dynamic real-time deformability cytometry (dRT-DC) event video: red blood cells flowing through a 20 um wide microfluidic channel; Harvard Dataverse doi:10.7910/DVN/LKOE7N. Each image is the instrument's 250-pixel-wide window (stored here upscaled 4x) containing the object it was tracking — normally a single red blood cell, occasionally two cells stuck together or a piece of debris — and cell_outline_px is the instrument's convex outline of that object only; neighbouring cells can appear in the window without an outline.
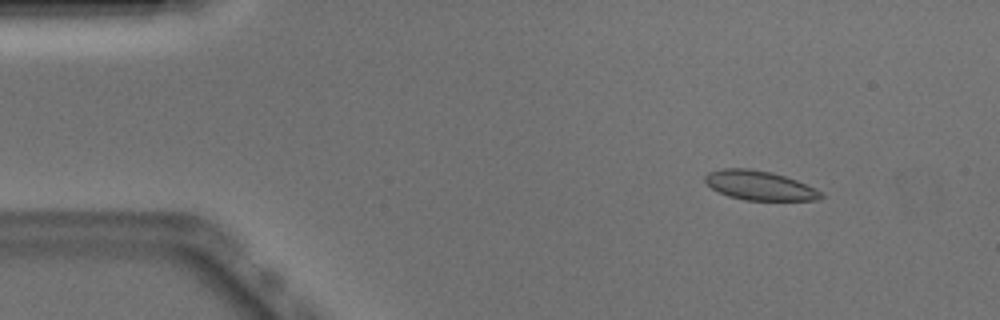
{"species": "Egyptian fruit bat (a non-hibernating species)", "species_latin": "Rousettus aegyptiacus", "temperature_condition": "warm", "stored_images_in_passage": 47, "camera_frame_rate_fps": 3000, "um_per_image_px": 0.085, "animal": {"sex": "male"}, "frame": {"image": 1, "passage_image": 2, "time_ms": 0.333, "image_size_px": [1000, 320], "cell_outline_px": [[824, 196], [820, 200], [744, 200], [728, 196], [712, 188], [704, 180], [704, 176], [708, 172], [724, 168], [748, 168], [772, 172], [796, 180], [820, 192]], "centroid_in_image_um": [64.52, 15.76], "position_along_channel_um": 20.5, "area_um2": 19.59}}
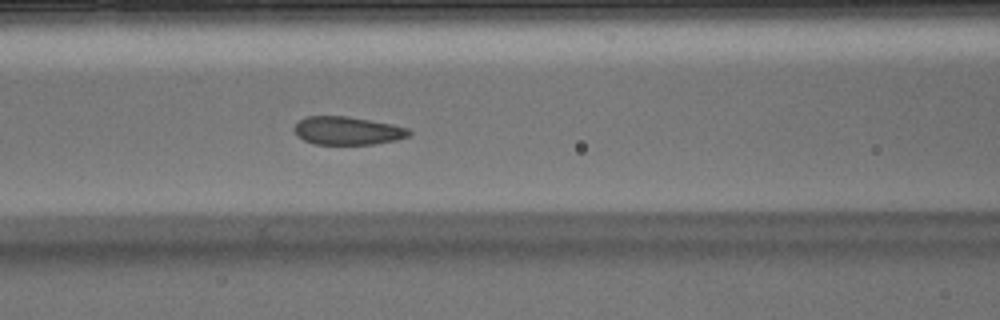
{"frame": {"image": 2, "passage_image": 17, "time_ms": 5.333, "image_size_px": [1000, 320], "cell_outline_px": [[412, 132], [408, 136], [396, 140], [376, 144], [312, 144], [296, 136], [292, 128], [304, 116], [348, 116], [392, 124], [408, 128]], "centroid_in_image_um": [29.5, 11.11], "position_along_channel_um": 137.1, "area_um2": 19.02}}
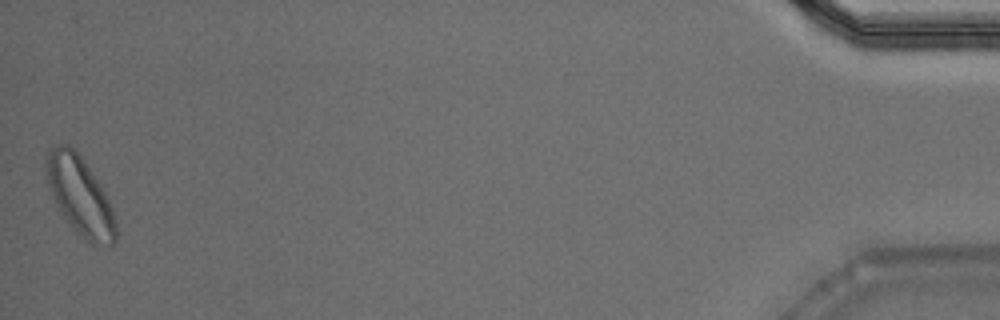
{"frame": {"image": 3, "passage_image": 47, "time_ms": 15.333, "image_size_px": [1000, 320], "cell_outline_px": [[116, 240], [112, 248], [92, 244], [84, 240], [64, 220], [48, 188], [44, 164], [44, 156], [52, 148], [60, 144], [68, 144], [76, 148], [100, 184], [112, 208], [116, 224]], "centroid_in_image_um": [6.78, 16.67], "position_along_channel_um": 428.4, "area_um2": 32.48}, "authors_computed_cell_mechanics": {"area_um2": 19.941, "velocity_mm_per_s": 3.8733, "shape_relaxation_time_tau1_ms": 5.4894, "shape_relaxation_time_tau2_ms": 1.2192, "deformation_change_tau1": 0.1072, "deformation_change_tau2": 0.0669}}